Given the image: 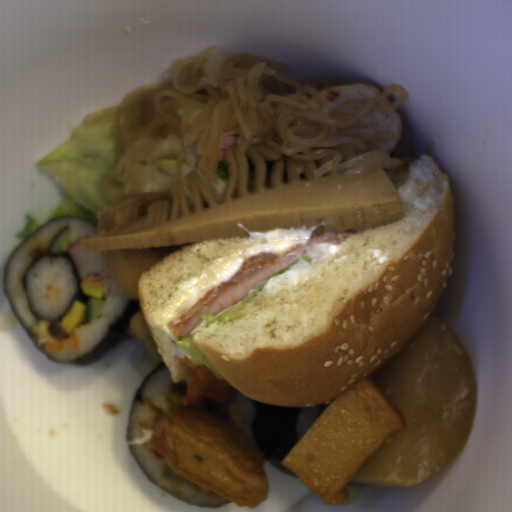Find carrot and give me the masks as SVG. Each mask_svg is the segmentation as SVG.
Wrapping results in <instances>:
<instances>
[{
	"label": "carrot",
	"instance_id": "obj_1",
	"mask_svg": "<svg viewBox=\"0 0 512 512\" xmlns=\"http://www.w3.org/2000/svg\"><path fill=\"white\" fill-rule=\"evenodd\" d=\"M151 453H152V455H153V456H155L157 459L164 460V459L162 458V456H161L159 453H157L156 451H154L153 449H152Z\"/></svg>",
	"mask_w": 512,
	"mask_h": 512
}]
</instances>
